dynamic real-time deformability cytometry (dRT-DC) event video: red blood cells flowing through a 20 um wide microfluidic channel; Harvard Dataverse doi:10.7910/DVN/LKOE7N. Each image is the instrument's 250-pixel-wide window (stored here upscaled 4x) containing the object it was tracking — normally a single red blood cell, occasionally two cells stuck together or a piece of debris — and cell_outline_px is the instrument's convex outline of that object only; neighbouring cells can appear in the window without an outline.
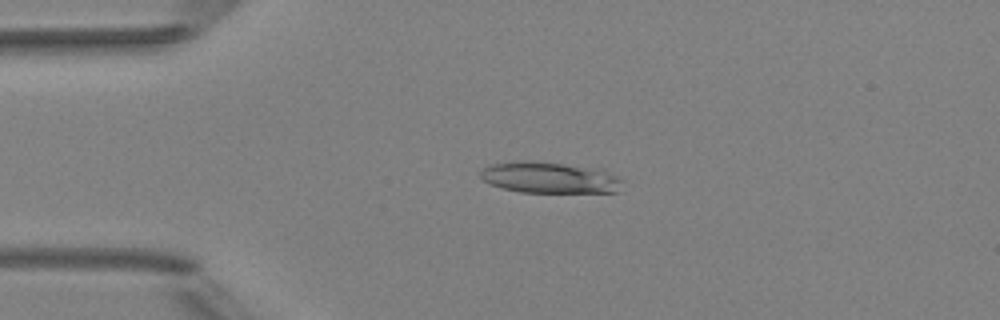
{"species": "Egyptian fruit bat (a non-hibernating species)", "species_latin": "Rousettus aegyptiacus", "temperature_condition": "room temperature", "stored_images_in_passage": 3, "camera_frame_rate_fps": 3000, "um_per_image_px": 0.085, "animal": {"sex": "female"}, "frame": {"image": 1, "passage_image": 2, "time_ms": 1.0, "image_size_px": [1000, 320], "cell_outline_px": [[624, 180], [616, 192], [520, 192], [504, 188], [492, 184], [484, 180], [480, 176], [480, 172], [484, 168], [492, 164], [516, 160], [528, 160], [604, 168], [620, 176]], "centroid_in_image_um": [46.79, 15.07], "position_along_channel_um": 38.2, "area_um2": 26.13}}